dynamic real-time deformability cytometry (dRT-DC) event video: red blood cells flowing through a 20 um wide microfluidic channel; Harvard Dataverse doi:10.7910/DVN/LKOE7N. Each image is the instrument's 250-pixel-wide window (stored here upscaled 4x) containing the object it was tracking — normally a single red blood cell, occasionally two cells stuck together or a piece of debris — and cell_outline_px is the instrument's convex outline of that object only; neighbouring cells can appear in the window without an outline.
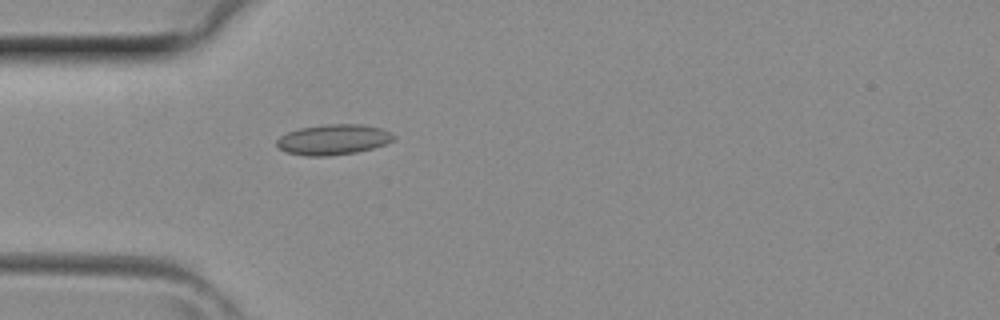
{"species": "common noctule bat (a hibernating species)", "species_latin": "Nyctalus noctula", "temperature_condition": "room temperature", "stored_images_in_passage": 2, "camera_frame_rate_fps": 3000, "um_per_image_px": 0.085, "animal": {"sex": "female", "body_mass_g": 29.2, "forearm_length_mm": 56.3}, "frame": {"image": 1, "passage_image": 2, "time_ms": 0.333, "image_size_px": [1000, 320], "cell_outline_px": [[396, 140], [372, 148], [356, 152], [328, 156], [304, 156], [284, 152], [276, 148], [276, 140], [280, 136], [288, 132], [300, 128], [324, 124], [360, 124], [380, 128], [392, 132], [396, 136]], "centroid_in_image_um": [28.31, 11.87], "position_along_channel_um": 56.7, "area_um2": 20.98}}